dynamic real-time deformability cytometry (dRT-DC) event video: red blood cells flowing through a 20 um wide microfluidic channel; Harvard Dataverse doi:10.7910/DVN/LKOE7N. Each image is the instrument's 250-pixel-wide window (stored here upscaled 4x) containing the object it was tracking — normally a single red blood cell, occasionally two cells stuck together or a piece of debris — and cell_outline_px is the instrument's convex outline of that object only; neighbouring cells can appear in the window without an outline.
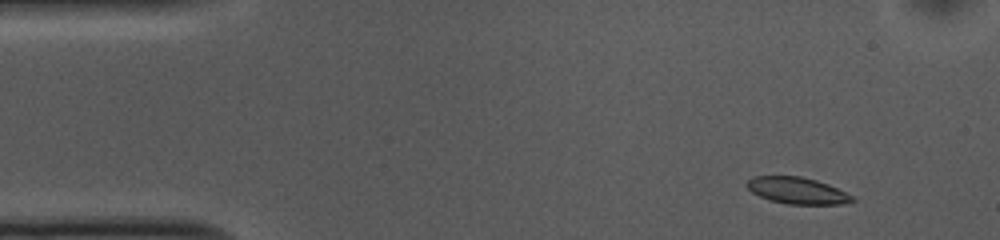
{"species": "common noctule bat (a hibernating species)", "species_latin": "Nyctalus noctula", "temperature_condition": "cold", "stored_images_in_passage": 52, "camera_frame_rate_fps": 3000, "um_per_image_px": 0.085, "animal": {"sex": "female", "body_mass_g": 10.0, "forearm_length_mm": 53.1}, "frame": {"image": 1, "passage_image": 4, "time_ms": 1.0, "image_size_px": [1000, 240], "cell_outline_px": [[856, 200], [840, 204], [788, 204], [772, 200], [760, 196], [752, 192], [744, 184], [748, 180], [756, 176], [800, 176], [816, 180], [828, 184], [852, 196]], "centroid_in_image_um": [67.74, 16.19], "position_along_channel_um": 17.3, "area_um2": 16.07}}
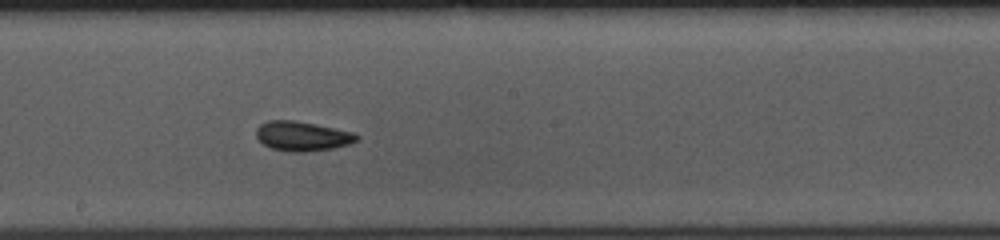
{"frame": {"image": 2, "passage_image": 27, "time_ms": 8.667, "image_size_px": [1000, 240], "cell_outline_px": [[360, 140], [348, 144], [332, 148], [304, 152], [288, 152], [272, 148], [264, 144], [256, 136], [256, 128], [260, 124], [268, 120], [296, 120], [316, 124], [352, 132], [360, 136]], "centroid_in_image_um": [25.69, 11.56], "position_along_channel_um": 222.5, "area_um2": 17.34}}
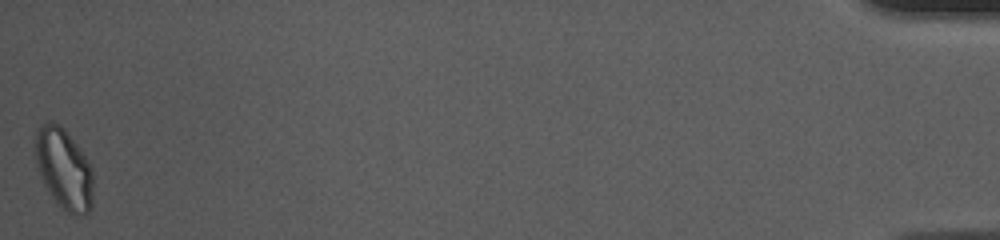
{"frame": {"image": 3, "passage_image": 52, "time_ms": 17.0, "image_size_px": [1000, 240], "cell_outline_px": [[92, 208], [88, 212], [72, 216], [60, 208], [56, 204], [48, 192], [40, 176], [36, 164], [36, 132], [48, 120], [60, 124], [64, 128], [76, 144], [92, 168]], "centroid_in_image_um": [5.43, 14.4], "position_along_channel_um": 429.8, "area_um2": 27.17}, "authors_computed_cell_mechanics": {"area_um2": 16.9932, "velocity_mm_per_s": 3.6946, "shape_relaxation_time_tau1_ms": 6.2723, "shape_relaxation_time_tau2_ms": 2.8238, "deformation_change_tau1": 0.11, "deformation_change_tau2": 0.0678}}